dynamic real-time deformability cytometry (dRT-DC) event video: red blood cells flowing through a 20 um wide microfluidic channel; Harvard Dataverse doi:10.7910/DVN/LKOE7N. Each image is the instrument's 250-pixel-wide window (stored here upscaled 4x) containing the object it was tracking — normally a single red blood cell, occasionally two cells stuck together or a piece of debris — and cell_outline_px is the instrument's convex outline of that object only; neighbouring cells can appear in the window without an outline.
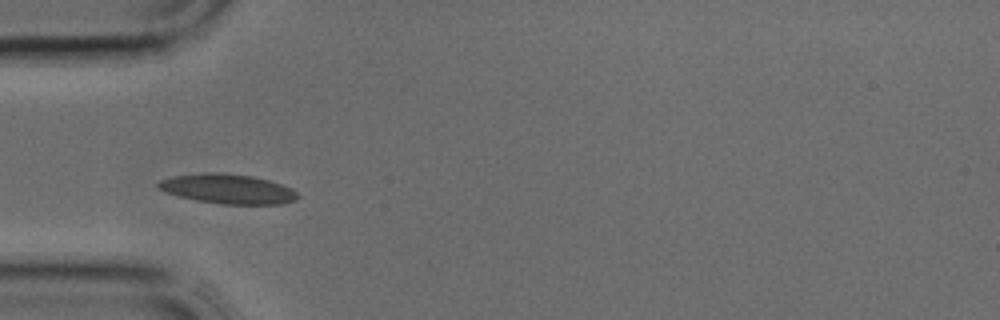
{"species": "common noctule bat (a hibernating species)", "species_latin": "Nyctalus noctula", "temperature_condition": "cold", "stored_images_in_passage": 3, "camera_frame_rate_fps": 3000, "um_per_image_px": 0.085, "animal": {"sex": "male", "body_mass_g": 17.9, "forearm_length_mm": 54.2}, "frame": {"image": 1, "passage_image": 1, "time_ms": 0.0, "image_size_px": [1000, 320], "cell_outline_px": [[300, 196], [296, 200], [284, 204], [220, 204], [196, 200], [164, 192], [156, 188], [156, 184], [160, 180], [172, 176], [208, 172], [216, 172], [252, 176], [268, 180], [292, 188]], "centroid_in_image_um": [19.35, 16.06], "position_along_channel_um": 65.7, "area_um2": 24.16}}
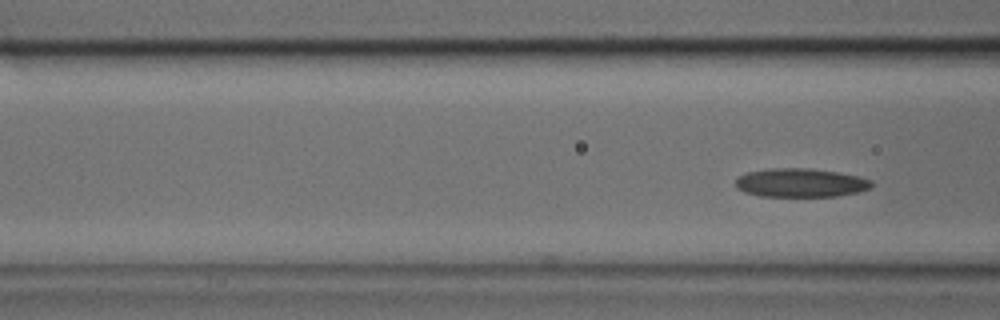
{"frame": {"image": 2, "passage_image": 3, "time_ms": 0.667, "image_size_px": [1000, 320], "cell_outline_px": [[872, 184], [868, 188], [856, 192], [836, 196], [760, 196], [744, 192], [736, 188], [736, 180], [740, 176], [748, 172], [768, 168], [808, 168], [836, 172], [856, 176], [872, 180]], "centroid_in_image_um": [68.0, 15.53], "position_along_channel_um": 98.6, "area_um2": 22.48}}